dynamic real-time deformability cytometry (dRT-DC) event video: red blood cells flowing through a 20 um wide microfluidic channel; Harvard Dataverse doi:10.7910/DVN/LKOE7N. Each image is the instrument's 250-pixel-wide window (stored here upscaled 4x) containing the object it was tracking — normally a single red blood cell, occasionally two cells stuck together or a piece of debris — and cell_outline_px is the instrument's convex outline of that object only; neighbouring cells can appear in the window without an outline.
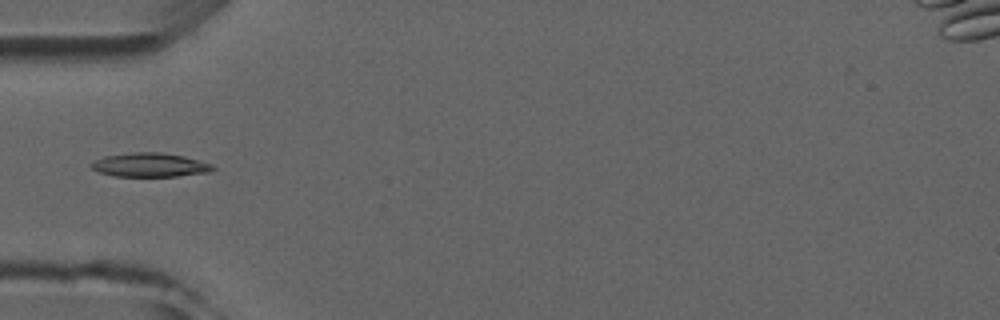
{"species": "common noctule bat (a hibernating species)", "species_latin": "Nyctalus noctula", "temperature_condition": "room temperature", "stored_images_in_passage": 6, "camera_frame_rate_fps": 3000, "um_per_image_px": 0.085, "animal": {"sex": "male", "forearm_length_mm": 52.5}, "frame": {"image": 1, "passage_image": 5, "time_ms": 4.667, "image_size_px": [1000, 320], "cell_outline_px": [[216, 168], [208, 172], [176, 176], [112, 176], [96, 172], [88, 164], [104, 156], [132, 152], [160, 152], [184, 156], [212, 164]], "centroid_in_image_um": [12.69, 14.02], "position_along_channel_um": 72.3, "area_um2": 16.99}}
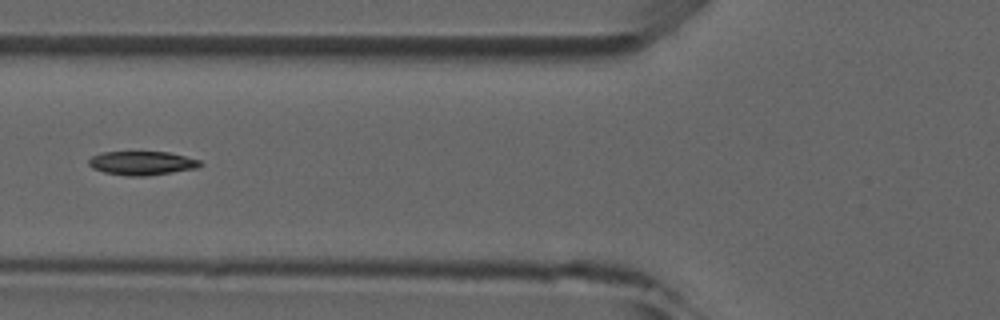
{"frame": {"image": 2, "passage_image": 6, "time_ms": 5.667, "image_size_px": [1000, 320], "cell_outline_px": [[204, 164], [200, 168], [148, 176], [128, 176], [104, 172], [92, 168], [88, 164], [88, 160], [92, 156], [100, 152], [168, 152], [200, 160]], "centroid_in_image_um": [12.09, 13.87], "position_along_channel_um": 113.7, "area_um2": 15.66}}